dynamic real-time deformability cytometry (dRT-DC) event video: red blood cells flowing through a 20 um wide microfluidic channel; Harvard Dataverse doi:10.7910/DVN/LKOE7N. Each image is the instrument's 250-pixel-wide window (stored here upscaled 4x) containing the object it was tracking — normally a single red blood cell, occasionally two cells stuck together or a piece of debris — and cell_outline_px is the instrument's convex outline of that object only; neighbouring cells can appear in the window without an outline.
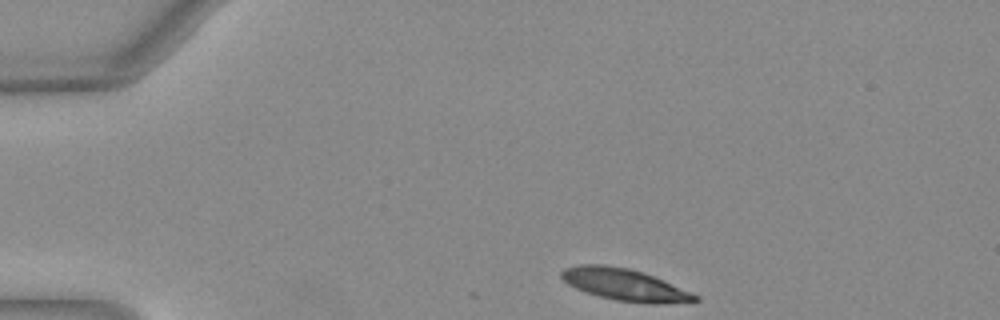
{"species": "Egyptian fruit bat (a non-hibernating species)", "species_latin": "Rousettus aegyptiacus", "temperature_condition": "warm", "stored_images_in_passage": 32, "camera_frame_rate_fps": 3000, "um_per_image_px": 0.085, "animal": {"sex": "female"}, "frame": {"image": 1, "passage_image": 1, "time_ms": 0.0, "image_size_px": [1000, 320], "cell_outline_px": [[700, 300], [692, 304], [652, 304], [616, 300], [600, 296], [576, 288], [568, 284], [560, 276], [560, 272], [564, 268], [576, 264], [604, 264], [628, 268], [644, 272], [692, 292], [700, 296]], "centroid_in_image_um": [53.19, 24.21], "position_along_channel_um": 31.8, "area_um2": 25.26}}
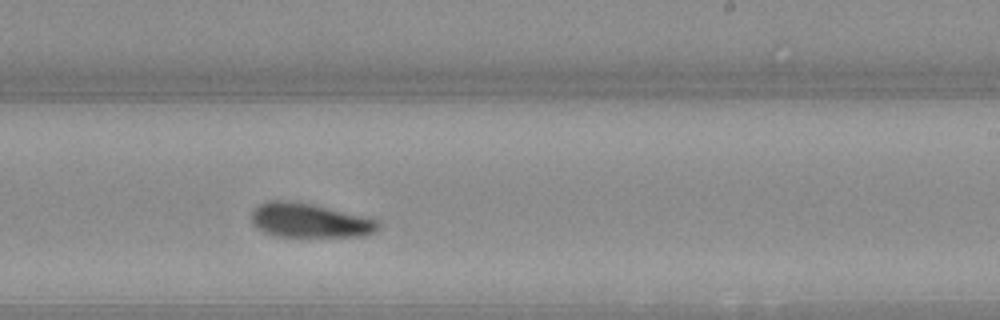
{"frame": {"image": 2, "passage_image": 23, "time_ms": 7.333, "image_size_px": [1000, 320], "cell_outline_px": [[380, 224], [372, 232], [364, 236], [276, 236], [264, 232], [256, 228], [252, 224], [252, 208], [268, 200], [288, 200], [312, 204], [364, 216], [376, 220]], "centroid_in_image_um": [26.24, 18.73], "position_along_channel_um": 262.8, "area_um2": 25.14}}
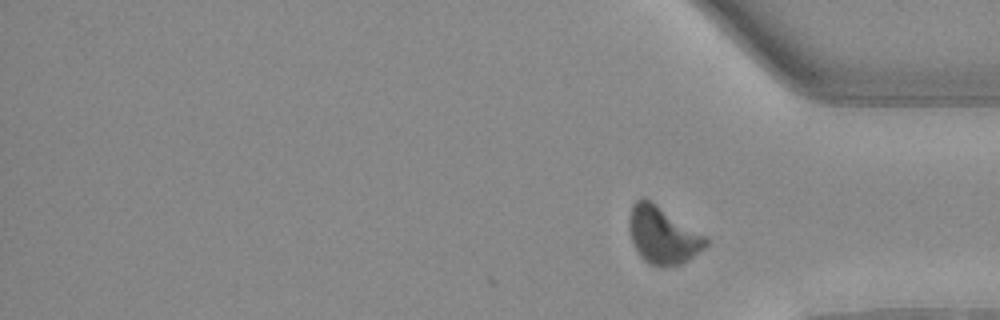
{"frame": {"image": 3, "passage_image": 32, "time_ms": 10.333, "image_size_px": [1000, 320], "cell_outline_px": [[708, 244], [704, 248], [688, 260], [680, 264], [664, 268], [660, 268], [648, 264], [640, 256], [632, 240], [628, 224], [628, 220], [632, 204], [636, 200], [648, 200], [708, 236]], "centroid_in_image_um": [56.35, 20.04], "position_along_channel_um": 378.8, "area_um2": 25.43}, "authors_computed_cell_mechanics": {"area_um2": 25.7499, "velocity_mm_per_s": 4.0097, "shape_relaxation_time_tau1_ms": 5.3558, "shape_relaxation_time_tau2_ms": 1.2103, "deformation_change_tau1": 0.1857, "deformation_change_tau2": 0.073}}